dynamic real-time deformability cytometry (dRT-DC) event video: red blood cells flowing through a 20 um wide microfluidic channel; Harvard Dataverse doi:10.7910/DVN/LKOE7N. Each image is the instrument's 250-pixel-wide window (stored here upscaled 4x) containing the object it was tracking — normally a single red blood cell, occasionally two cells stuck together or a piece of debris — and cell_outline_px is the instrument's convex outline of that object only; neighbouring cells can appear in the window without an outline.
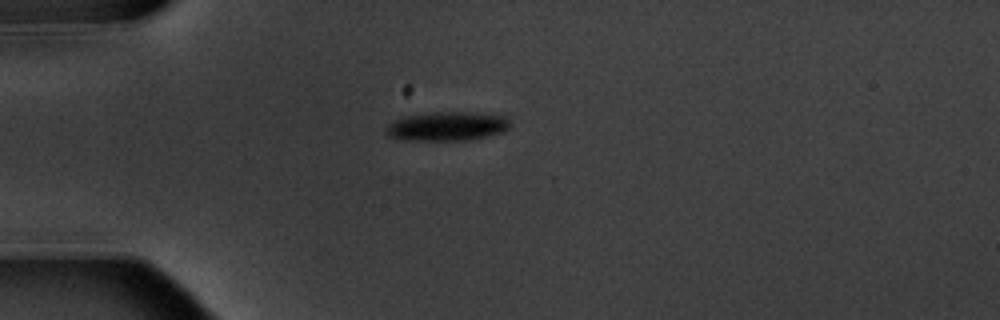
{"species": "common noctule bat (a hibernating species)", "species_latin": "Nyctalus noctula", "temperature_condition": "warm", "stored_images_in_passage": 6, "camera_frame_rate_fps": 3000, "um_per_image_px": 0.085, "animal": {"sex": "male", "body_mass_g": 20.1, "forearm_length_mm": 53.5}, "frame": {"image": 1, "passage_image": 1, "time_ms": 0.0, "image_size_px": [1000, 320], "cell_outline_px": [[512, 124], [504, 132], [488, 136], [464, 140], [400, 140], [388, 136], [384, 132], [384, 128], [388, 124], [404, 116], [436, 112], [468, 112], [504, 116]], "centroid_in_image_um": [37.97, 10.74], "position_along_channel_um": 47.0, "area_um2": 21.04}}